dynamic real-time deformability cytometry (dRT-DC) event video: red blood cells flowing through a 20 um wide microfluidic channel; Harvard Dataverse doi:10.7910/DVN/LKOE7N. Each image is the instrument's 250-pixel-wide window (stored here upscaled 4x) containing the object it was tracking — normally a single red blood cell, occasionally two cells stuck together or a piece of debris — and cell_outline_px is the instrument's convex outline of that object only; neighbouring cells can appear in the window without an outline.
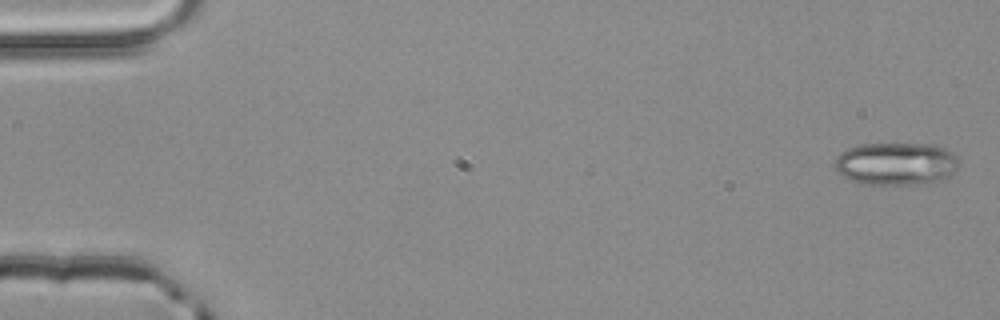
{"species": "common noctule bat (a hibernating species)", "species_latin": "Nyctalus noctula", "temperature_condition": "room temperature", "stored_images_in_passage": 4, "camera_frame_rate_fps": 3000, "um_per_image_px": 0.085, "animal": {"sex": "male", "body_mass_g": 20.4}, "frame": {"image": 1, "passage_image": 1, "time_ms": 0.0, "image_size_px": [1000, 320], "cell_outline_px": [[960, 164], [948, 176], [940, 180], [916, 184], [864, 184], [852, 180], [836, 172], [832, 164], [836, 156], [840, 152], [848, 148], [860, 144], [936, 144], [944, 148], [956, 156]], "centroid_in_image_um": [76.11, 13.9], "position_along_channel_um": 8.9, "area_um2": 30.98}}